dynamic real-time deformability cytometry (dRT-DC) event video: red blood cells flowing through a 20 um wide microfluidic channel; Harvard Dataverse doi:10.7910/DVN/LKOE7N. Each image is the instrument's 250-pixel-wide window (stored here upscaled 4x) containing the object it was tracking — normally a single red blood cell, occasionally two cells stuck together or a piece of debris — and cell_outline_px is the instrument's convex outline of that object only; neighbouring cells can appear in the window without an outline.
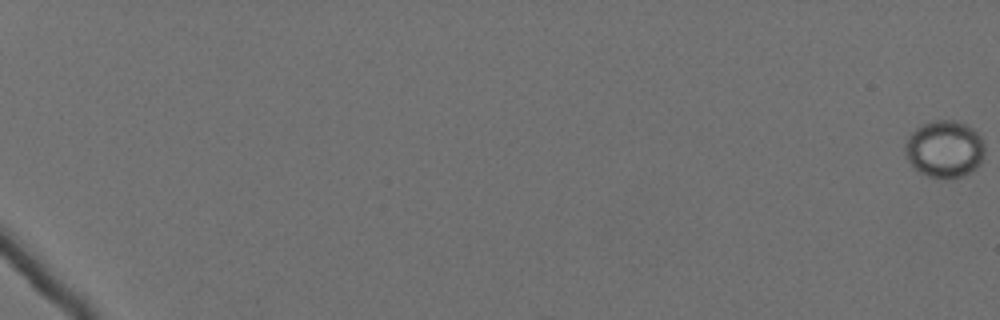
{"species": "Egyptian fruit bat (a non-hibernating species)", "species_latin": "Rousettus aegyptiacus", "temperature_condition": "cold", "stored_images_in_passage": 63, "camera_frame_rate_fps": 3000, "um_per_image_px": 0.085, "animal": {"sex": "female"}, "frame": {"image": 1, "passage_image": 1, "time_ms": 0.0, "image_size_px": [1000, 320], "cell_outline_px": [[984, 156], [980, 164], [976, 168], [964, 176], [928, 176], [920, 172], [908, 160], [904, 148], [904, 144], [908, 136], [920, 124], [936, 120], [956, 120], [968, 124], [984, 140]], "centroid_in_image_um": [80.3, 12.62], "position_along_channel_um": 4.7, "area_um2": 26.41}}
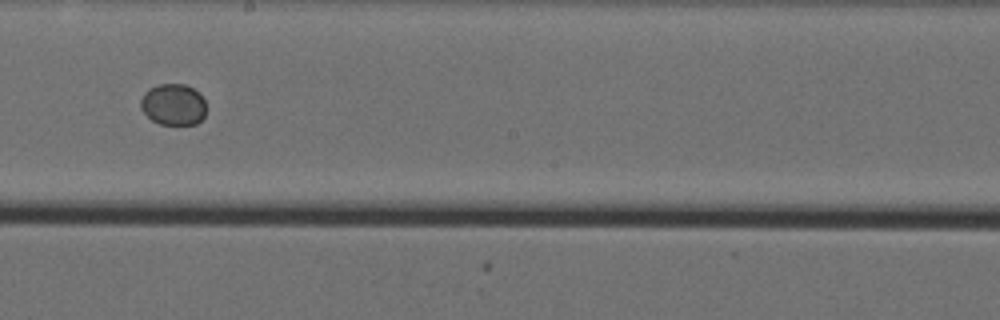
{"frame": {"image": 2, "passage_image": 41, "time_ms": 13.333, "image_size_px": [1000, 320], "cell_outline_px": [[204, 116], [196, 124], [160, 124], [152, 120], [140, 108], [140, 100], [144, 92], [148, 88], [156, 84], [184, 84], [200, 92], [204, 100]], "centroid_in_image_um": [14.7, 8.86], "position_along_channel_um": 233.5, "area_um2": 15.84}}
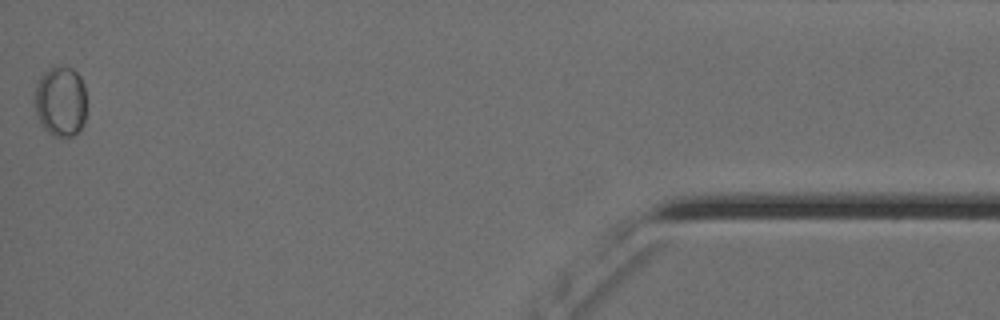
{"frame": {"image": 3, "passage_image": 63, "time_ms": 20.667, "image_size_px": [1000, 320], "cell_outline_px": [[84, 124], [80, 132], [72, 136], [52, 136], [44, 128], [36, 112], [36, 84], [40, 76], [48, 68], [56, 64], [60, 64], [72, 68], [80, 76], [84, 84]], "centroid_in_image_um": [5.16, 8.58], "position_along_channel_um": 430.0, "area_um2": 21.33}}